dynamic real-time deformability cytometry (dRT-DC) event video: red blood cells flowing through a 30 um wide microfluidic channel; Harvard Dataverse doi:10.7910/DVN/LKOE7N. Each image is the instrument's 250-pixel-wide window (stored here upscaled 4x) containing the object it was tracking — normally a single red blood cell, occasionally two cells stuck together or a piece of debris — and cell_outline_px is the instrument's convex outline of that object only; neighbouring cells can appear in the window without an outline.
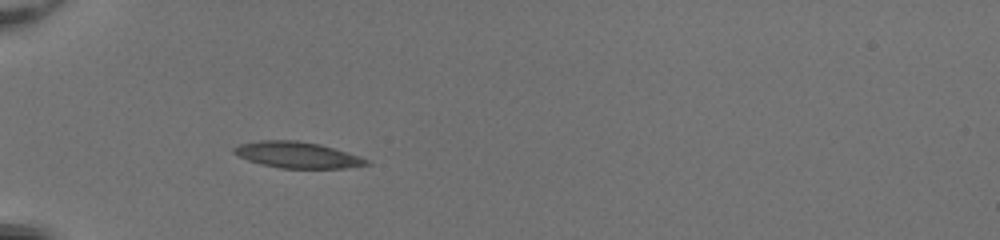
{"species": "common noctule bat (a hibernating species)", "species_latin": "Nyctalus noctula", "temperature_condition": "room temperature", "stored_images_in_passage": 35, "camera_frame_rate_fps": 3000, "um_per_image_px": 0.085, "animal": {"sex": "female", "body_mass_g": 20.0, "forearm_length_mm": 54.0}, "frame": {"image": 1, "passage_image": 1, "time_ms": 0.0, "image_size_px": [1000, 240], "cell_outline_px": [[372, 164], [344, 168], [280, 168], [260, 164], [248, 160], [232, 152], [232, 148], [240, 144], [260, 140], [296, 140], [320, 144], [348, 152], [360, 156], [368, 160]], "centroid_in_image_um": [25.28, 13.16], "position_along_channel_um": 59.7, "area_um2": 20.23}}
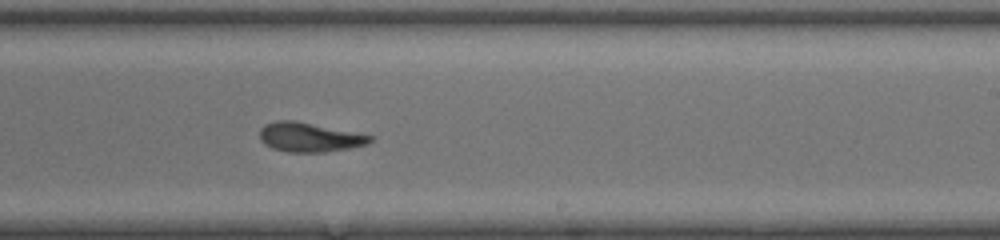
{"frame": {"image": 2, "passage_image": 17, "time_ms": 5.333, "image_size_px": [1000, 240], "cell_outline_px": [[376, 136], [368, 144], [348, 148], [324, 152], [288, 152], [272, 148], [264, 144], [260, 140], [260, 128], [264, 124], [276, 120], [296, 120]], "centroid_in_image_um": [26.3, 11.65], "position_along_channel_um": 262.7, "area_um2": 19.07}}
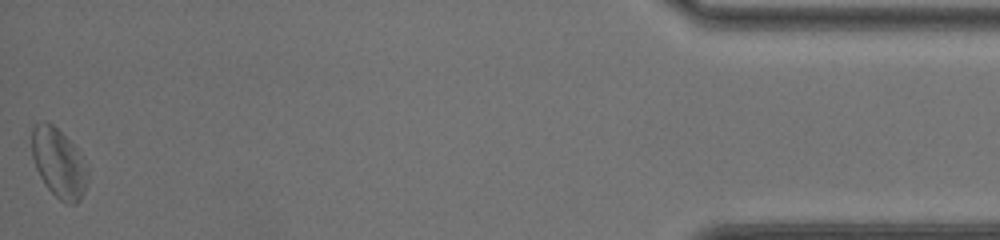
{"frame": {"image": 3, "passage_image": 35, "time_ms": 11.333, "image_size_px": [1000, 240], "cell_outline_px": [[88, 180], [84, 192], [80, 200], [76, 204], [68, 204], [60, 200], [44, 184], [36, 168], [32, 156], [32, 128], [40, 120], [44, 120], [52, 124], [84, 156], [88, 168]], "centroid_in_image_um": [5.01, 13.87], "position_along_channel_um": 430.2, "area_um2": 22.66}, "authors_computed_cell_mechanics": {"area_um2": 19.7098, "velocity_mm_per_s": 4.0787, "shape_relaxation_time_tau1_ms": 4.1076, "shape_relaxation_time_tau2_ms": 5.3425, "deformation_change_tau1": 0.1418, "deformation_change_tau2": 0.1444}}